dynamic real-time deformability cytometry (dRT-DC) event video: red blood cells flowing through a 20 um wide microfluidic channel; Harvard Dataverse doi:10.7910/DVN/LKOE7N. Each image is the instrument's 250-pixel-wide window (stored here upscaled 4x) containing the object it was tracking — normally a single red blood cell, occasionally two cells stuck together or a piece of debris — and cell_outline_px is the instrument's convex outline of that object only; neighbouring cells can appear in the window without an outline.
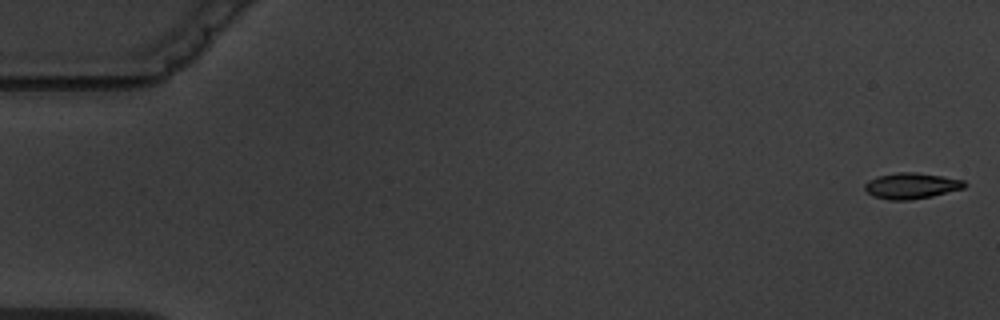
{"species": "common noctule bat (a hibernating species)", "species_latin": "Nyctalus noctula", "temperature_condition": "warm", "stored_images_in_passage": 7, "camera_frame_rate_fps": 3000, "um_per_image_px": 0.085, "animal": {"sex": "male", "body_mass_g": 19.5, "forearm_length_mm": 54.6}, "frame": {"image": 1, "passage_image": 1, "time_ms": 0.0, "image_size_px": [1000, 320], "cell_outline_px": [[968, 184], [964, 188], [932, 196], [908, 200], [888, 200], [872, 196], [864, 188], [864, 184], [868, 180], [876, 176], [896, 172], [916, 172], [964, 180]], "centroid_in_image_um": [77.44, 15.79], "position_along_channel_um": 7.6, "area_um2": 15.14}}
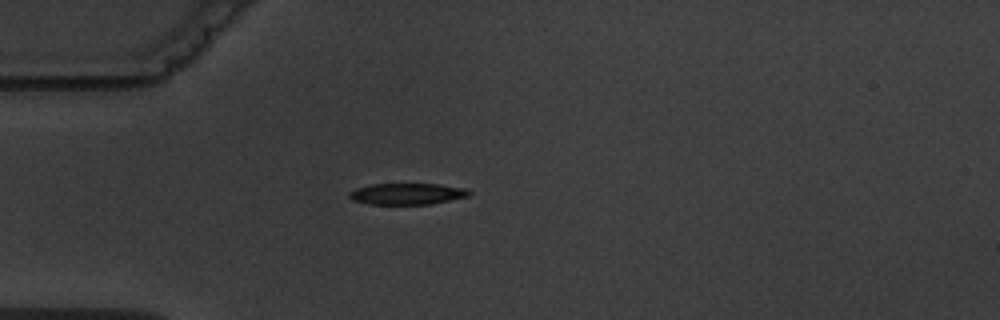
{"frame": {"image": 2, "passage_image": 5, "time_ms": 5.0, "image_size_px": [1000, 320], "cell_outline_px": [[472, 192], [468, 196], [432, 204], [368, 204], [352, 200], [348, 196], [348, 192], [356, 188], [372, 184], [440, 184], [464, 188]], "centroid_in_image_um": [34.58, 16.48], "position_along_channel_um": 50.4, "area_um2": 14.91}}
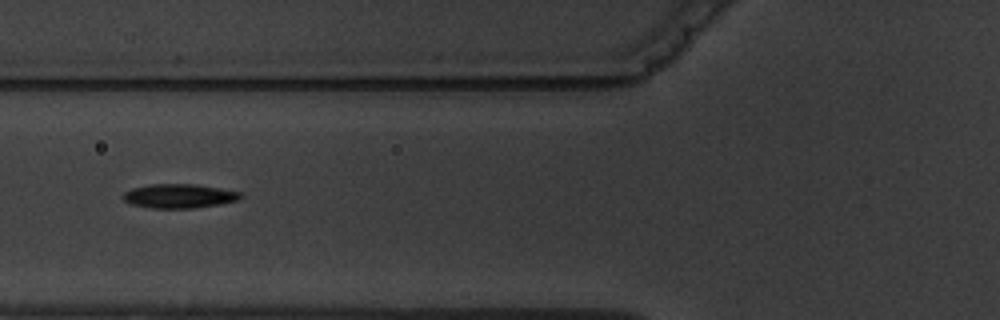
{"frame": {"image": 3, "passage_image": 7, "time_ms": 7.0, "image_size_px": [1000, 320], "cell_outline_px": [[244, 196], [240, 200], [220, 204], [192, 208], [152, 208], [132, 204], [124, 200], [124, 192], [132, 188], [152, 184], [196, 184], [220, 188], [240, 192]], "centroid_in_image_um": [15.28, 16.66], "position_along_channel_um": 110.5, "area_um2": 16.47}}